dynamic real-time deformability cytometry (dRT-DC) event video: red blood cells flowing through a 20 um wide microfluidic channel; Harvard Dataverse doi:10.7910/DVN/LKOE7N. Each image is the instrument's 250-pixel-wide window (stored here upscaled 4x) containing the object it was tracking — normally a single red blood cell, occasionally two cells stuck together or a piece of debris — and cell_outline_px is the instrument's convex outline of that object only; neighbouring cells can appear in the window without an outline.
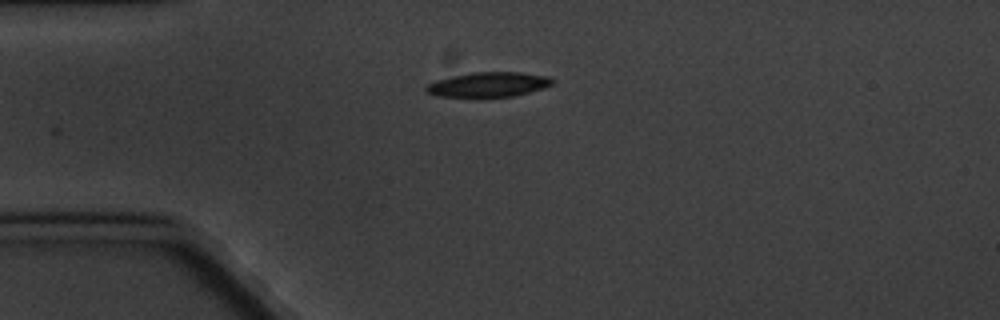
{"species": "common noctule bat (a hibernating species)", "species_latin": "Nyctalus noctula", "temperature_condition": "cold", "stored_images_in_passage": 5, "camera_frame_rate_fps": 3000, "um_per_image_px": 0.085, "animal": {"sex": "male", "body_mass_g": 20.1, "forearm_length_mm": 53.5}, "frame": {"image": 1, "passage_image": 5, "time_ms": 5.333, "image_size_px": [1000, 320], "cell_outline_px": [[552, 84], [528, 92], [512, 96], [480, 100], [476, 100], [436, 96], [428, 92], [424, 88], [428, 84], [436, 80], [452, 76], [472, 72], [520, 72], [548, 76], [552, 80]], "centroid_in_image_um": [41.42, 7.23], "position_along_channel_um": 43.6, "area_um2": 18.9}}